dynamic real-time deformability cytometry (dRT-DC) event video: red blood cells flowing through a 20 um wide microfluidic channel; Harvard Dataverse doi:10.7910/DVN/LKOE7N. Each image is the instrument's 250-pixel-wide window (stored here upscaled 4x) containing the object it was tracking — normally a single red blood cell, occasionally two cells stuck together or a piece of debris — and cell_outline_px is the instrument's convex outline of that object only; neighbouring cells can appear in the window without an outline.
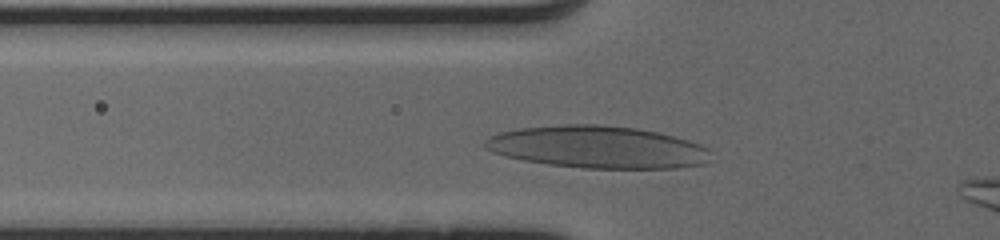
{"species": "human", "species_latin": "Homo sapiens", "temperature_condition": "cold", "stored_images_in_passage": 32, "camera_frame_rate_fps": 3000, "um_per_image_px": 0.085, "donor": {"sex": "male"}, "frame": {"image": 1, "passage_image": 7, "time_ms": 2.0, "image_size_px": [1000, 240], "cell_outline_px": [[708, 160], [704, 164], [676, 168], [584, 168], [548, 164], [524, 160], [504, 156], [492, 152], [484, 148], [484, 140], [488, 136], [500, 132], [520, 128], [564, 124], [600, 124], [636, 128], [656, 132], [688, 140], [700, 144], [708, 148]], "centroid_in_image_um": [50.75, 12.5], "position_along_channel_um": 75.1, "area_um2": 55.6}}
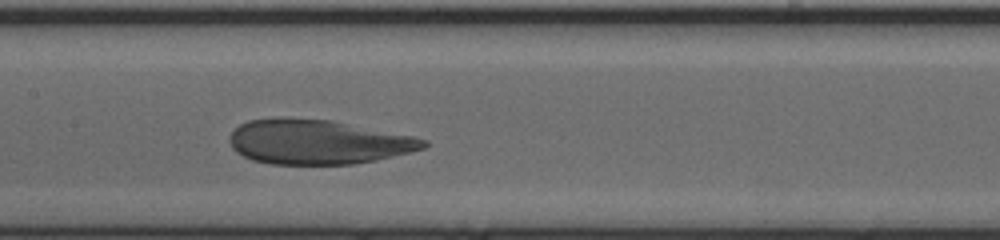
{"frame": {"image": 2, "passage_image": 15, "time_ms": 4.667, "image_size_px": [1000, 240], "cell_outline_px": [[428, 144], [424, 148], [376, 160], [352, 164], [272, 164], [252, 160], [236, 152], [232, 148], [228, 140], [228, 136], [240, 124], [248, 120], [276, 116], [280, 116], [332, 120], [412, 136], [428, 140]], "centroid_in_image_um": [26.95, 12.04], "position_along_channel_um": 180.5, "area_um2": 50.63}}
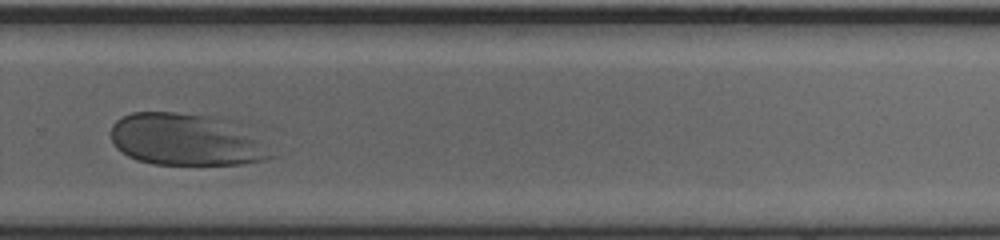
{"frame": {"image": 3, "passage_image": 25, "time_ms": 8.0, "image_size_px": [1000, 240], "cell_outline_px": [[276, 156], [264, 160], [244, 164], [152, 164], [136, 160], [128, 156], [116, 148], [112, 144], [112, 124], [116, 120], [132, 112], [176, 112], [208, 116], [228, 120], [256, 140]], "centroid_in_image_um": [15.71, 11.88], "position_along_channel_um": 314.1, "area_um2": 47.74}}